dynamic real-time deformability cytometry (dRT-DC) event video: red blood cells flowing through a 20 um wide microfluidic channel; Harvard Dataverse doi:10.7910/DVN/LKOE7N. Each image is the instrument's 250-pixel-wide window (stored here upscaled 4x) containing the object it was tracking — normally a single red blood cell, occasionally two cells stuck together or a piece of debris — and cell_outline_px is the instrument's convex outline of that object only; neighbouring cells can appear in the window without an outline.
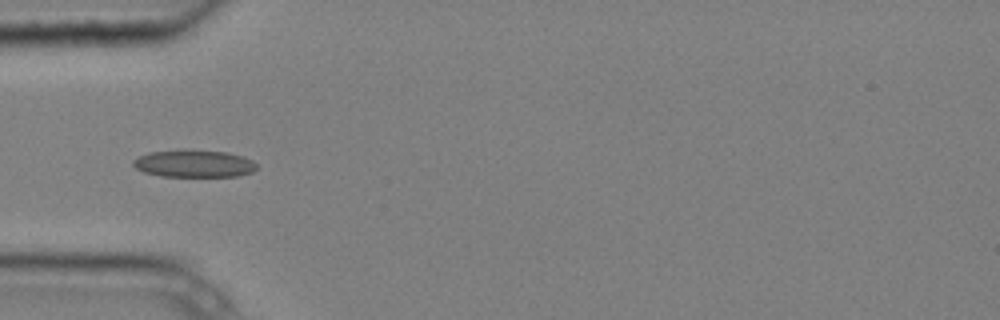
{"species": "common noctule bat (a hibernating species)", "species_latin": "Nyctalus noctula", "temperature_condition": "cold", "stored_images_in_passage": 4, "camera_frame_rate_fps": 3000, "um_per_image_px": 0.085, "animal": {"sex": "male", "body_mass_g": 20.4}, "frame": {"image": 1, "passage_image": 4, "time_ms": 1.0, "image_size_px": [1000, 320], "cell_outline_px": [[256, 168], [252, 172], [236, 176], [160, 176], [144, 172], [136, 168], [132, 164], [132, 160], [148, 152], [184, 148], [228, 152], [244, 156], [252, 160], [256, 164]], "centroid_in_image_um": [16.47, 13.88], "position_along_channel_um": 68.5, "area_um2": 20.06}}